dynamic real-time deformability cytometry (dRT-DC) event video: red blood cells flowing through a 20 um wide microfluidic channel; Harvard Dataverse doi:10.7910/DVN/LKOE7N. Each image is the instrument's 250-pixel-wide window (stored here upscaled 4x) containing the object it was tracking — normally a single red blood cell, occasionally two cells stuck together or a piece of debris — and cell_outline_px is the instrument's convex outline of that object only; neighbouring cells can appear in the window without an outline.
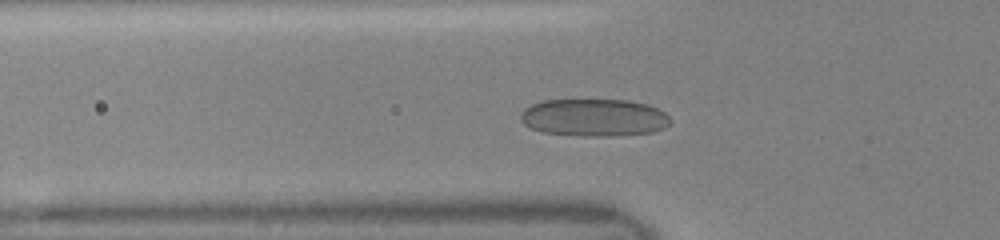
{"species": "human", "species_latin": "Homo sapiens", "temperature_condition": "room temperature", "stored_images_in_passage": 36, "camera_frame_rate_fps": 3000, "um_per_image_px": 0.085, "donor": {"sex": "female"}, "frame": {"image": 1, "passage_image": 12, "time_ms": 3.667, "image_size_px": [1000, 240], "cell_outline_px": [[672, 120], [664, 128], [652, 132], [612, 136], [584, 136], [544, 132], [532, 128], [524, 124], [520, 120], [520, 112], [524, 108], [532, 104], [544, 100], [624, 100], [648, 104], [664, 112]], "centroid_in_image_um": [50.48, 9.99], "position_along_channel_um": 75.3, "area_um2": 32.66}}
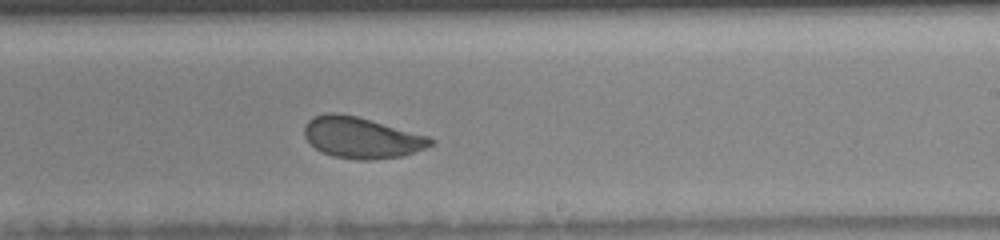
{"frame": {"image": 2, "passage_image": 25, "time_ms": 8.0, "image_size_px": [1000, 240], "cell_outline_px": [[436, 140], [432, 144], [424, 148], [400, 156], [368, 160], [356, 160], [332, 156], [320, 152], [304, 136], [304, 124], [312, 116], [324, 112], [336, 112], [356, 116], [428, 136]], "centroid_in_image_um": [30.66, 11.69], "position_along_channel_um": 258.3, "area_um2": 30.17}}
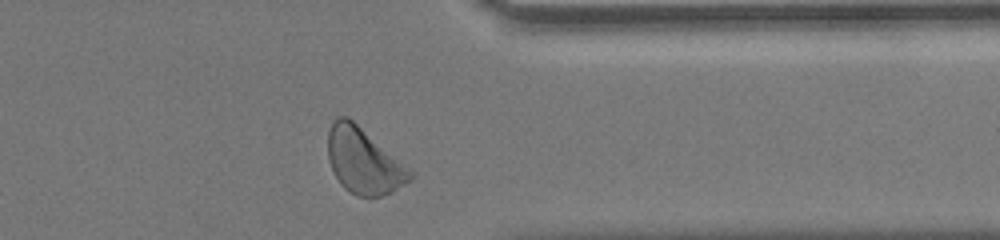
{"frame": {"image": 3, "passage_image": 34, "time_ms": 11.0, "image_size_px": [1000, 240], "cell_outline_px": [[412, 180], [392, 192], [380, 196], [356, 196], [348, 192], [340, 184], [332, 168], [328, 156], [328, 132], [332, 120], [336, 116], [348, 116], [408, 168], [412, 172]], "centroid_in_image_um": [30.88, 13.68], "position_along_channel_um": 380.5, "area_um2": 31.04}}